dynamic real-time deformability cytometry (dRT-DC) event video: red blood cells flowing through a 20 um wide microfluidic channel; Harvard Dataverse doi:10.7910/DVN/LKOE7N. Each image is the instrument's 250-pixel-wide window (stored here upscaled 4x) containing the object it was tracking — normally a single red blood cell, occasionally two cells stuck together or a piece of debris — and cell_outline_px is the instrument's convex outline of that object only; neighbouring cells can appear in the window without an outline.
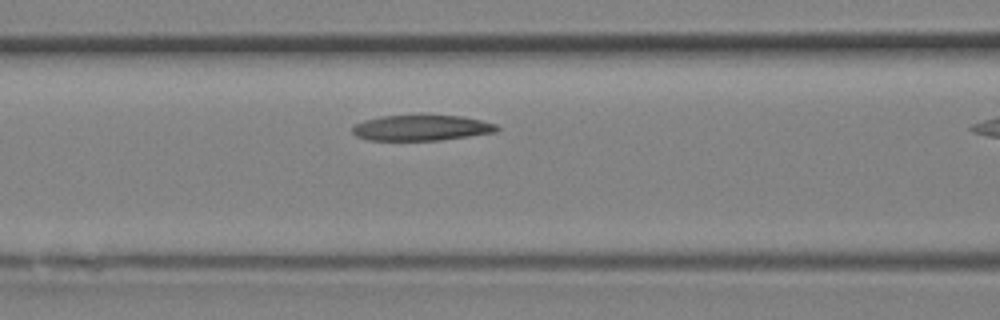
{"species": "Egyptian fruit bat (a non-hibernating species)", "species_latin": "Rousettus aegyptiacus", "temperature_condition": "room temperature", "stored_images_in_passage": 8, "camera_frame_rate_fps": 3000, "um_per_image_px": 0.085, "animal": {"sex": "female"}, "frame": {"image": 1, "passage_image": 7, "time_ms": 2.0, "image_size_px": [1000, 320], "cell_outline_px": [[500, 128], [496, 132], [440, 140], [368, 140], [356, 136], [352, 132], [352, 128], [356, 124], [364, 120], [380, 116], [460, 116], [480, 120], [496, 124]], "centroid_in_image_um": [35.81, 10.87], "position_along_channel_um": 130.8, "area_um2": 21.27}}